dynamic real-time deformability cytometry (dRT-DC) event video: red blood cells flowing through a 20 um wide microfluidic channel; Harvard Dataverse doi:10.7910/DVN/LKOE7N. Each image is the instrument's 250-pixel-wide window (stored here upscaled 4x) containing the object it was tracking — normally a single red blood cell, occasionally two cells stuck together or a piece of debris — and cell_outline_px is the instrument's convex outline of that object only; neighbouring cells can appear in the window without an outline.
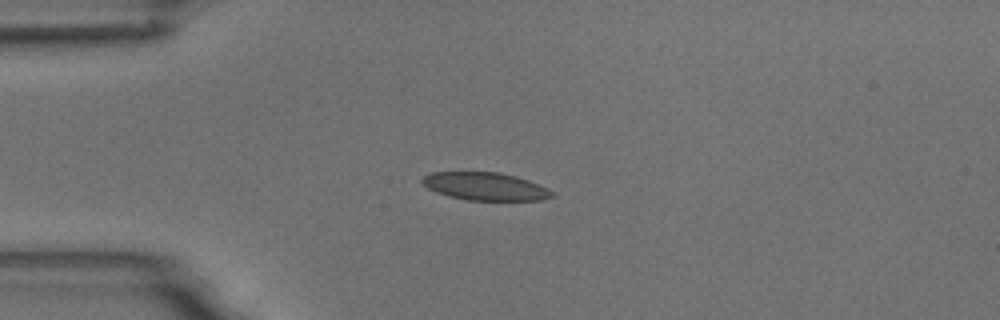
{"species": "common noctule bat (a hibernating species)", "species_latin": "Nyctalus noctula", "temperature_condition": "room temperature", "stored_images_in_passage": 14, "camera_frame_rate_fps": 3000, "um_per_image_px": 0.085, "animal": {"sex": "male", "body_mass_g": 18.8}, "frame": {"image": 1, "passage_image": 3, "time_ms": 3.333, "image_size_px": [1000, 320], "cell_outline_px": [[556, 196], [544, 200], [468, 200], [448, 196], [436, 192], [428, 188], [420, 180], [424, 176], [432, 172], [500, 172], [516, 176], [528, 180], [552, 192]], "centroid_in_image_um": [41.23, 15.84], "position_along_channel_um": 43.8, "area_um2": 20.92}}
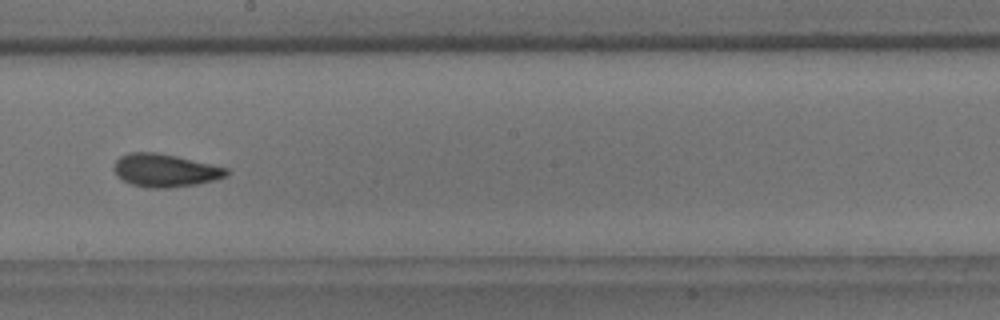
{"frame": {"image": 2, "passage_image": 8, "time_ms": 9.0, "image_size_px": [1000, 320], "cell_outline_px": [[228, 176], [216, 180], [196, 184], [168, 188], [148, 188], [132, 184], [116, 176], [112, 168], [116, 160], [120, 156], [128, 152], [156, 152], [176, 156], [228, 168]], "centroid_in_image_um": [14.01, 14.48], "position_along_channel_um": 234.2, "area_um2": 21.73}}
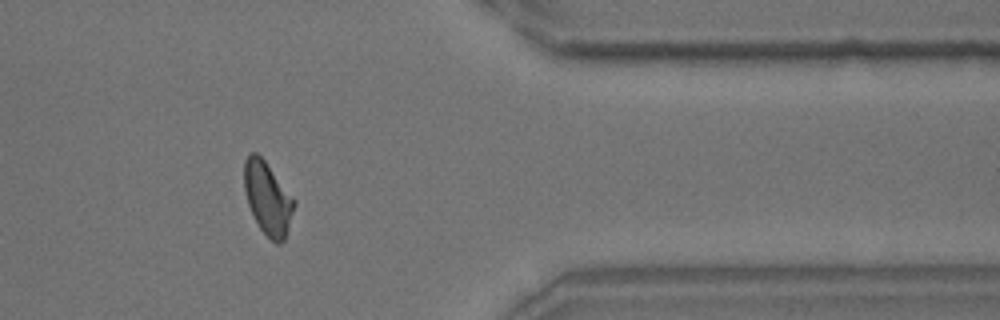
{"frame": {"image": 3, "passage_image": 12, "time_ms": 13.667, "image_size_px": [1000, 320], "cell_outline_px": [[296, 204], [284, 240], [280, 244], [276, 244], [260, 228], [248, 204], [244, 192], [244, 160], [248, 152], [256, 152], [264, 160], [296, 200]], "centroid_in_image_um": [22.75, 16.82], "position_along_channel_um": 388.6, "area_um2": 21.1}, "authors_computed_cell_mechanics": {"area_um2": 21.097, "velocity_mm_per_s": 3.7196, "shape_relaxation_time_tau1_ms": 6.8966, "shape_relaxation_time_tau2_ms": 1.7188, "deformation_change_tau1": 0.15, "deformation_change_tau2": 0.0377}}